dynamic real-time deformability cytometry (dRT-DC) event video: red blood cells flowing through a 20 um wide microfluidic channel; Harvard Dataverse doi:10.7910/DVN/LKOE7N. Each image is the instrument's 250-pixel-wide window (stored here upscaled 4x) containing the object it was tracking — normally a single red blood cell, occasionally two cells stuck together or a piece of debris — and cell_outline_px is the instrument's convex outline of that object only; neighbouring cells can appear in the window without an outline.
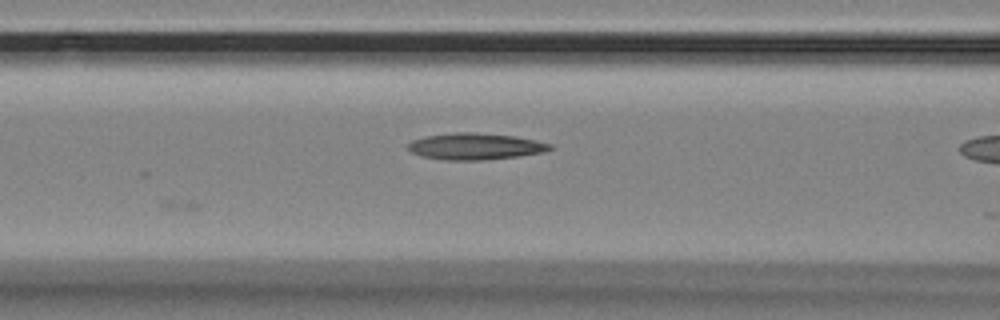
{"species": "Egyptian fruit bat (a non-hibernating species)", "species_latin": "Rousettus aegyptiacus", "temperature_condition": "room temperature", "stored_images_in_passage": 7, "camera_frame_rate_fps": 3000, "um_per_image_px": 0.085, "animal": {"sex": "female"}, "frame": {"image": 1, "passage_image": 7, "time_ms": 2.0, "image_size_px": [1000, 320], "cell_outline_px": [[552, 148], [544, 152], [520, 156], [484, 160], [448, 160], [424, 156], [412, 152], [408, 148], [408, 144], [412, 140], [424, 136], [456, 132], [472, 132], [512, 136], [536, 140], [552, 144]], "centroid_in_image_um": [40.41, 12.44], "position_along_channel_um": 126.2, "area_um2": 21.79}}